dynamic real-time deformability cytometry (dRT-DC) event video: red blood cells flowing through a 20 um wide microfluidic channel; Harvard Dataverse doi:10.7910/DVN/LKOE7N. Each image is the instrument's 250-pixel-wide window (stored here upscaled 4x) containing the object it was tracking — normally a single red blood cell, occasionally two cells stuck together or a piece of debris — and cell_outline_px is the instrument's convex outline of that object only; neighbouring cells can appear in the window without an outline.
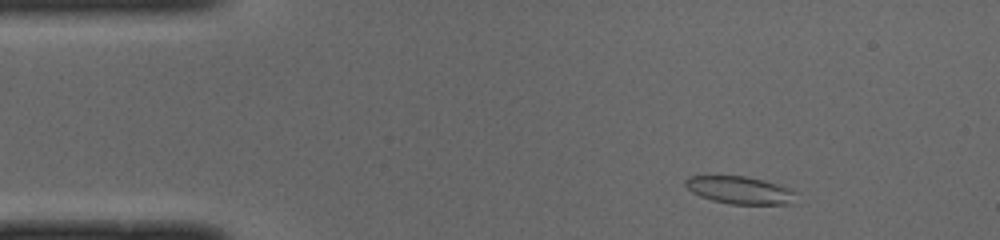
{"species": "common noctule bat (a hibernating species)", "species_latin": "Nyctalus noctula", "temperature_condition": "cold", "stored_images_in_passage": 48, "camera_frame_rate_fps": 3000, "um_per_image_px": 0.085, "animal": {"sex": "male", "body_mass_g": 19.0, "forearm_length_mm": 50.8}, "frame": {"image": 1, "passage_image": 5, "time_ms": 1.333, "image_size_px": [1000, 240], "cell_outline_px": [[800, 204], [728, 204], [712, 200], [700, 196], [692, 192], [684, 184], [684, 180], [688, 176], [744, 176], [764, 180], [788, 188], [796, 192]], "centroid_in_image_um": [62.95, 16.18], "position_along_channel_um": 22.1, "area_um2": 18.03}}
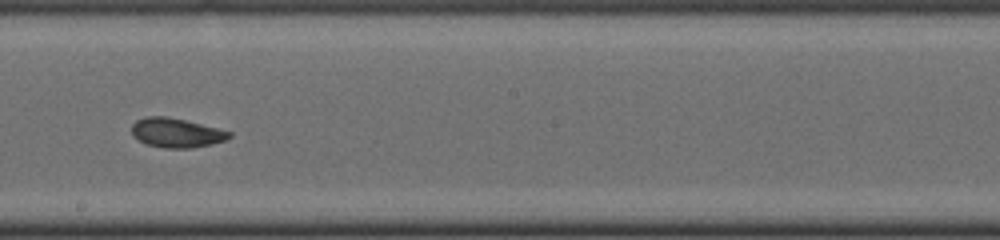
{"frame": {"image": 2, "passage_image": 26, "time_ms": 8.333, "image_size_px": [1000, 240], "cell_outline_px": [[232, 136], [224, 140], [212, 144], [192, 148], [164, 148], [144, 144], [132, 136], [132, 124], [136, 120], [148, 116], [168, 116], [232, 132]], "centroid_in_image_um": [14.95, 11.29], "position_along_channel_um": 233.3, "area_um2": 16.7}}
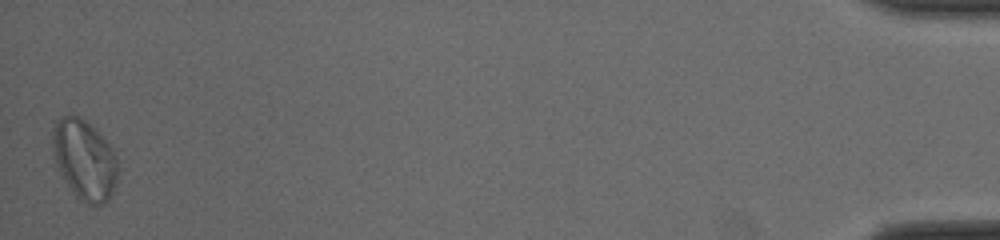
{"frame": {"image": 3, "passage_image": 48, "time_ms": 15.667, "image_size_px": [1000, 240], "cell_outline_px": [[116, 180], [112, 192], [108, 200], [104, 204], [88, 204], [80, 200], [76, 196], [60, 172], [56, 160], [52, 144], [52, 136], [56, 120], [64, 116], [80, 116], [108, 144], [116, 156]], "centroid_in_image_um": [7.17, 13.59], "position_along_channel_um": 428.0, "area_um2": 29.42}, "authors_computed_cell_mechanics": {"area_um2": 17.7157, "velocity_mm_per_s": 3.969, "shape_relaxation_time_tau1_ms": 4.1391, "shape_relaxation_time_tau2_ms": 3.1291, "deformation_change_tau1": 0.1368, "deformation_change_tau2": 0.0654}}